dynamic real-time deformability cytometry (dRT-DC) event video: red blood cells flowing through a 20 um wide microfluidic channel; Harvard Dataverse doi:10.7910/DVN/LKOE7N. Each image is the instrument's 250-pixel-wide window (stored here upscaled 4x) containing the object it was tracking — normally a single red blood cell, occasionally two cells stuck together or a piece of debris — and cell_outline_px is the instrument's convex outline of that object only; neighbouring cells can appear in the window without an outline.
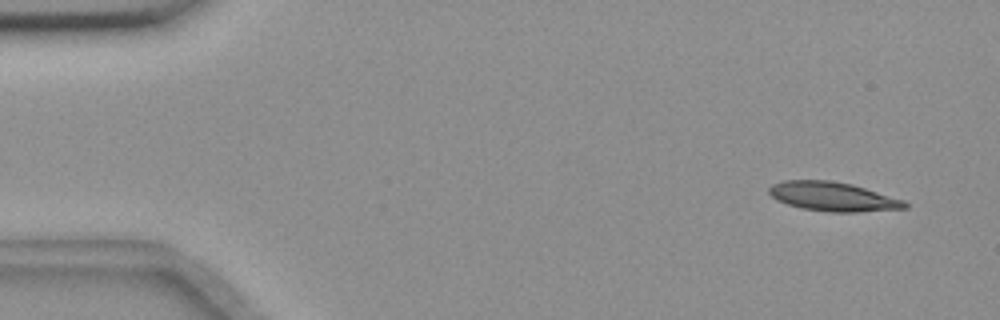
{"species": "common noctule bat (a hibernating species)", "species_latin": "Nyctalus noctula", "temperature_condition": "room temperature", "stored_images_in_passage": 11, "camera_frame_rate_fps": 3000, "um_per_image_px": 0.085, "animal": {"sex": "female", "body_mass_g": 18.4}, "frame": {"image": 1, "passage_image": 2, "time_ms": 0.333, "image_size_px": [1000, 320], "cell_outline_px": [[908, 208], [856, 212], [828, 212], [800, 208], [776, 200], [768, 192], [768, 188], [772, 184], [784, 180], [828, 180], [852, 184], [904, 200], [908, 204]], "centroid_in_image_um": [70.77, 16.71], "position_along_channel_um": 14.2, "area_um2": 23.06}}